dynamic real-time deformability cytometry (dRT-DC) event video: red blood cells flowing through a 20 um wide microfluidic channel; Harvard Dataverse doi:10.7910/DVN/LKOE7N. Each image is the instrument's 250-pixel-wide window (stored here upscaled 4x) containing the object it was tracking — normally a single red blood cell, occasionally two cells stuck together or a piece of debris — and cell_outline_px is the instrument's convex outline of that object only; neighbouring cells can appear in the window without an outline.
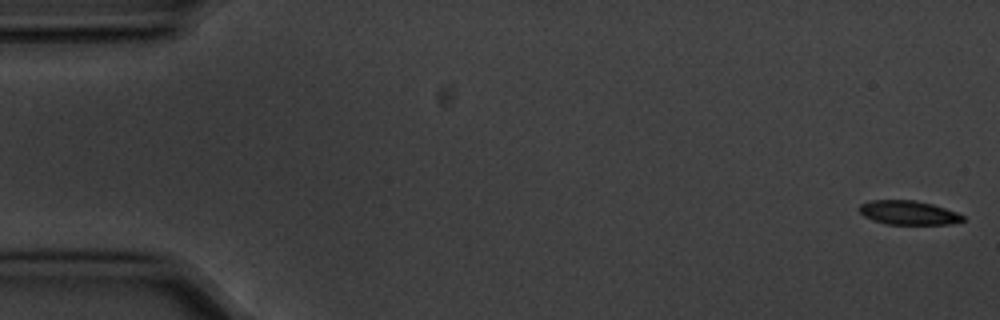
{"species": "common noctule bat (a hibernating species)", "species_latin": "Nyctalus noctula", "temperature_condition": "cold", "stored_images_in_passage": 5, "segment_of_instrument_passage": [2, 2], "camera_frame_rate_fps": 3000, "um_per_image_px": 0.085, "animal": {"sex": "male", "body_mass_g": 20.1, "forearm_length_mm": 53.5}, "frame": {"image": 1, "passage_image": 5, "time_ms": 1.333, "image_size_px": [1000, 320], "cell_outline_px": [[964, 220], [948, 224], [884, 224], [872, 220], [864, 216], [860, 212], [860, 204], [872, 200], [916, 200], [932, 204], [956, 212], [964, 216]], "centroid_in_image_um": [77.19, 18.08], "position_along_channel_um": 7.8, "area_um2": 14.39}}